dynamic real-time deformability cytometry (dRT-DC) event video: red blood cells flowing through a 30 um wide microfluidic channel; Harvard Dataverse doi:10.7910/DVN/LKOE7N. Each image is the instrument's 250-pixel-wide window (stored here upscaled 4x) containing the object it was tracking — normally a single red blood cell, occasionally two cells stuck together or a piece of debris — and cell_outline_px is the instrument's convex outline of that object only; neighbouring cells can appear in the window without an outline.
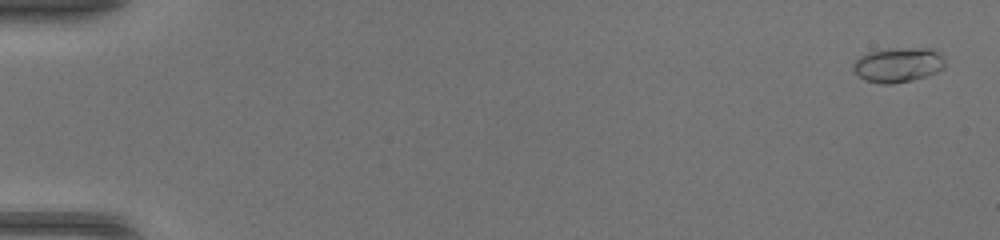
{"species": "common noctule bat (a hibernating species)", "species_latin": "Nyctalus noctula", "temperature_condition": "warm", "stored_images_in_passage": 50, "camera_frame_rate_fps": 3000, "um_per_image_px": 0.085, "animal": {"sex": "female", "body_mass_g": 17.0, "forearm_length_mm": 48.0}, "frame": {"image": 1, "passage_image": 1, "time_ms": 0.0, "image_size_px": [1000, 240], "cell_outline_px": [[944, 68], [936, 72], [912, 80], [892, 84], [884, 84], [864, 80], [852, 68], [852, 64], [860, 56], [868, 52], [888, 48], [932, 48], [940, 52], [944, 56]], "centroid_in_image_um": [76.35, 5.49], "position_along_channel_um": 8.6, "area_um2": 18.67}}
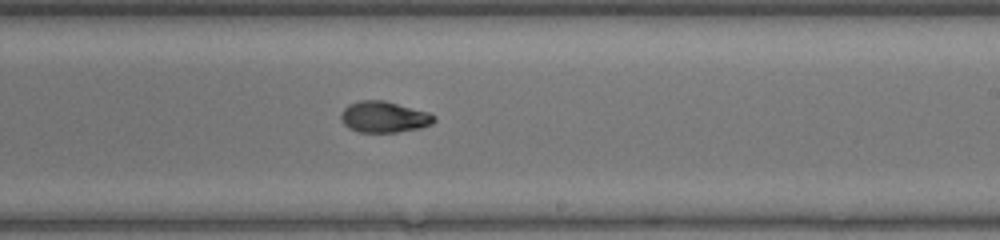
{"frame": {"image": 2, "passage_image": 31, "time_ms": 10.0, "image_size_px": [1000, 240], "cell_outline_px": [[436, 120], [432, 124], [420, 128], [396, 132], [360, 132], [348, 128], [344, 124], [340, 116], [340, 112], [348, 104], [360, 100], [384, 100], [428, 112], [436, 116]], "centroid_in_image_um": [32.63, 9.93], "position_along_channel_um": 256.4, "area_um2": 16.99}}
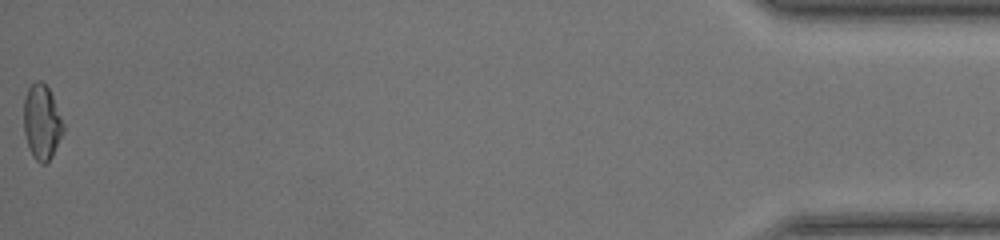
{"frame": {"image": 3, "passage_image": 50, "time_ms": 16.333, "image_size_px": [1000, 240], "cell_outline_px": [[64, 132], [52, 156], [44, 164], [40, 164], [32, 156], [24, 132], [24, 100], [28, 88], [36, 80], [40, 80], [48, 88], [52, 96], [64, 124]], "centroid_in_image_um": [3.56, 10.39], "position_along_channel_um": 431.6, "area_um2": 17.11}, "authors_computed_cell_mechanics": {"area_um2": 16.9643, "velocity_mm_per_s": 4.2611, "shape_relaxation_time_tau1_ms": 8.6213, "shape_relaxation_time_tau2_ms": 1.8208, "deformation_change_tau1": 0.239, "deformation_change_tau2": 0.0542}}